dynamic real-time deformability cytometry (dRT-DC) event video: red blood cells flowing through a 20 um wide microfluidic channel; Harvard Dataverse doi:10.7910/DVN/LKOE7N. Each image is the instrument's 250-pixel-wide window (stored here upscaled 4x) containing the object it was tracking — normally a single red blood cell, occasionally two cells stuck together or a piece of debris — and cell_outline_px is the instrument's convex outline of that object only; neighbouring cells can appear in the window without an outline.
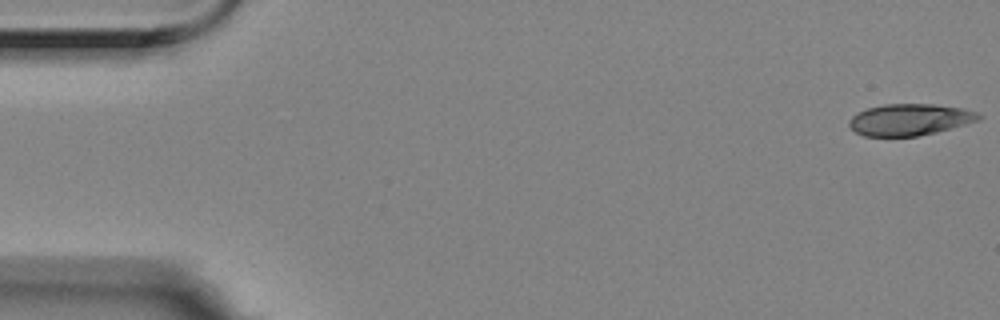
{"species": "Egyptian fruit bat (a non-hibernating species)", "species_latin": "Rousettus aegyptiacus", "temperature_condition": "room temperature", "stored_images_in_passage": 5, "camera_frame_rate_fps": 3000, "um_per_image_px": 0.085, "animal": {"sex": "female"}, "frame": {"image": 1, "passage_image": 1, "time_ms": 0.0, "image_size_px": [1000, 320], "cell_outline_px": [[984, 116], [980, 120], [936, 132], [916, 136], [864, 136], [856, 132], [848, 124], [848, 120], [856, 112], [868, 108], [884, 104], [932, 104], [960, 108], [976, 112]], "centroid_in_image_um": [77.31, 10.16], "position_along_channel_um": 7.7, "area_um2": 23.76}}